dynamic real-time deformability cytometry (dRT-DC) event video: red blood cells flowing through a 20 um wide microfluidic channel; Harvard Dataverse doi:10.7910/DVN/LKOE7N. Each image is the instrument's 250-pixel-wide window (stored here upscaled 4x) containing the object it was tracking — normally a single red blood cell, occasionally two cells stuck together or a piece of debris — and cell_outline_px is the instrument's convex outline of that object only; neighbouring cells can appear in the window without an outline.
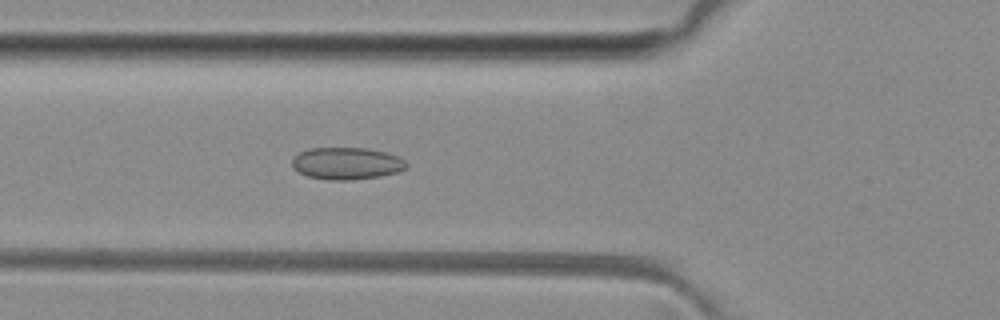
{"species": "common noctule bat (a hibernating species)", "species_latin": "Nyctalus noctula", "temperature_condition": "room temperature", "stored_images_in_passage": 48, "camera_frame_rate_fps": 3000, "um_per_image_px": 0.085, "animal": {"sex": "female", "body_mass_g": 29.2, "forearm_length_mm": 56.3}, "frame": {"image": 1, "passage_image": 16, "time_ms": 5.0, "image_size_px": [1000, 320], "cell_outline_px": [[408, 168], [400, 172], [380, 176], [352, 180], [332, 180], [308, 176], [292, 168], [292, 160], [300, 152], [308, 148], [368, 148], [400, 156], [408, 164]], "centroid_in_image_um": [29.51, 13.89], "position_along_channel_um": 96.3, "area_um2": 21.5}}
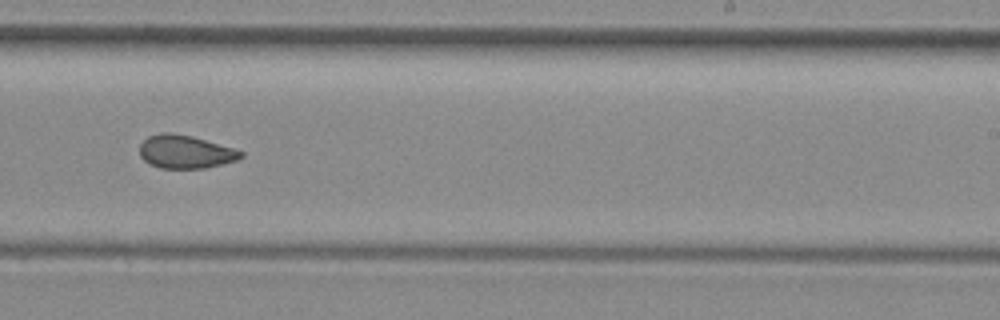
{"frame": {"image": 2, "passage_image": 29, "time_ms": 9.333, "image_size_px": [1000, 320], "cell_outline_px": [[244, 156], [236, 160], [204, 168], [160, 168], [148, 164], [140, 156], [140, 144], [148, 136], [160, 132], [172, 132], [192, 136], [232, 148], [244, 152]], "centroid_in_image_um": [15.71, 12.89], "position_along_channel_um": 273.3, "area_um2": 19.54}}
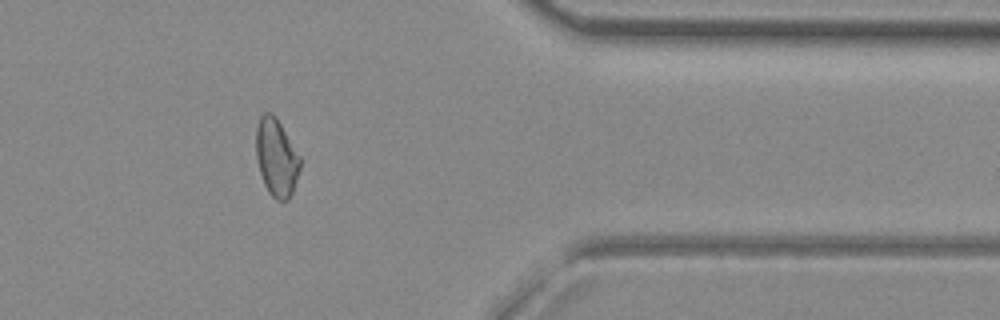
{"frame": {"image": 3, "passage_image": 39, "time_ms": 12.667, "image_size_px": [1000, 320], "cell_outline_px": [[300, 168], [292, 192], [288, 200], [276, 200], [268, 192], [264, 184], [256, 160], [256, 128], [260, 116], [264, 112], [272, 112], [276, 116], [300, 156]], "centroid_in_image_um": [23.48, 13.37], "position_along_channel_um": 387.9, "area_um2": 19.94}, "authors_computed_cell_mechanics": {"area_um2": 20.4323, "velocity_mm_per_s": 4.0834, "shape_relaxation_time_tau1_ms": null, "shape_relaxation_time_tau2_ms": 2.3669, "deformation_change_tau1": null, "deformation_change_tau2": 0.0687}}